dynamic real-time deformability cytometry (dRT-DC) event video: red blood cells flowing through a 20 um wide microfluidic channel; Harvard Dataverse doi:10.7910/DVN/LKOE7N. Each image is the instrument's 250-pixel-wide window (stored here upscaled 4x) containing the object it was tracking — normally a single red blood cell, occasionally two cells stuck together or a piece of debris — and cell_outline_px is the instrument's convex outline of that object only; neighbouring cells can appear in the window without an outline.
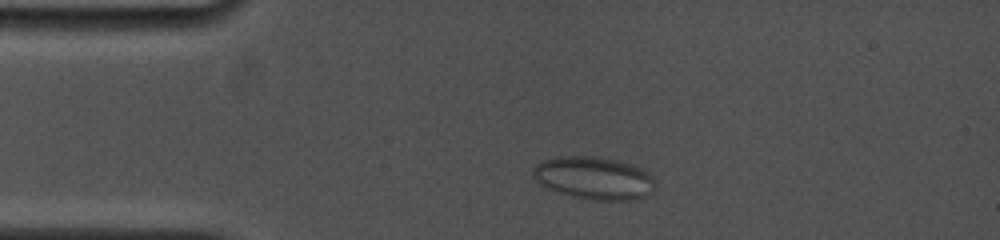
{"species": "common noctule bat (a hibernating species)", "species_latin": "Nyctalus noctula", "temperature_condition": "cold", "stored_images_in_passage": 33, "camera_frame_rate_fps": 5000, "um_per_image_px": 0.085, "animal": {"sex": "female", "body_mass_g": 19.0, "forearm_length_mm": 53.3}, "frame": {"image": 1, "passage_image": 6, "time_ms": 1.6, "image_size_px": [1000, 240], "cell_outline_px": [[656, 188], [648, 196], [632, 200], [596, 200], [572, 196], [548, 188], [540, 184], [532, 176], [532, 168], [536, 164], [544, 160], [556, 156], [592, 156], [616, 160], [644, 168], [656, 180]], "centroid_in_image_um": [50.53, 15.13], "position_along_channel_um": 34.5, "area_um2": 30.69}}
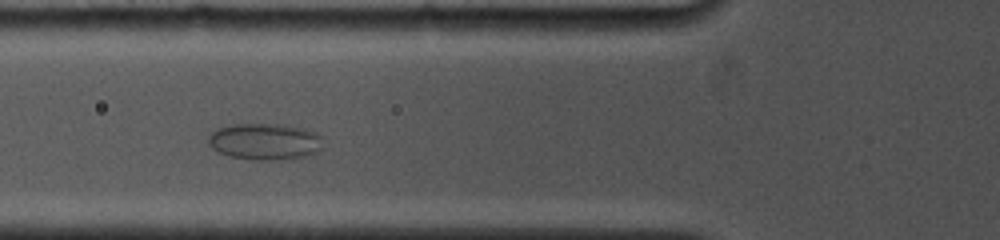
{"frame": {"image": 2, "passage_image": 15, "time_ms": 4.4, "image_size_px": [1000, 240], "cell_outline_px": [[320, 148], [316, 152], [308, 156], [284, 160], [252, 160], [228, 156], [212, 148], [208, 144], [208, 136], [216, 128], [232, 124], [276, 124], [304, 128], [316, 132], [320, 136]], "centroid_in_image_um": [22.48, 12.04], "position_along_channel_um": 103.3, "area_um2": 24.57}}
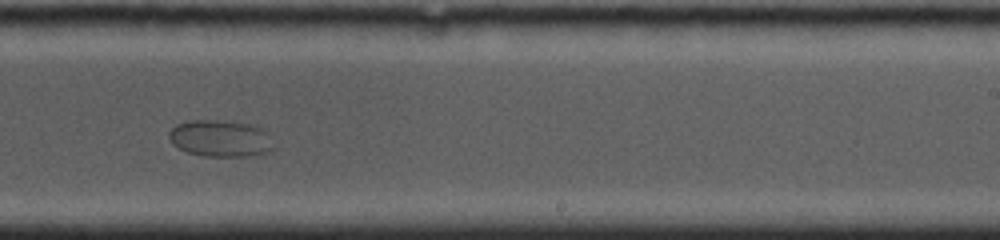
{"frame": {"image": 3, "passage_image": 29, "time_ms": 9.0, "image_size_px": [1000, 240], "cell_outline_px": [[276, 148], [268, 152], [256, 156], [204, 156], [188, 152], [172, 144], [168, 136], [168, 132], [176, 124], [188, 120], [216, 120], [248, 124], [260, 128], [268, 132]], "centroid_in_image_um": [18.76, 11.77], "position_along_channel_um": 270.2, "area_um2": 22.6}}